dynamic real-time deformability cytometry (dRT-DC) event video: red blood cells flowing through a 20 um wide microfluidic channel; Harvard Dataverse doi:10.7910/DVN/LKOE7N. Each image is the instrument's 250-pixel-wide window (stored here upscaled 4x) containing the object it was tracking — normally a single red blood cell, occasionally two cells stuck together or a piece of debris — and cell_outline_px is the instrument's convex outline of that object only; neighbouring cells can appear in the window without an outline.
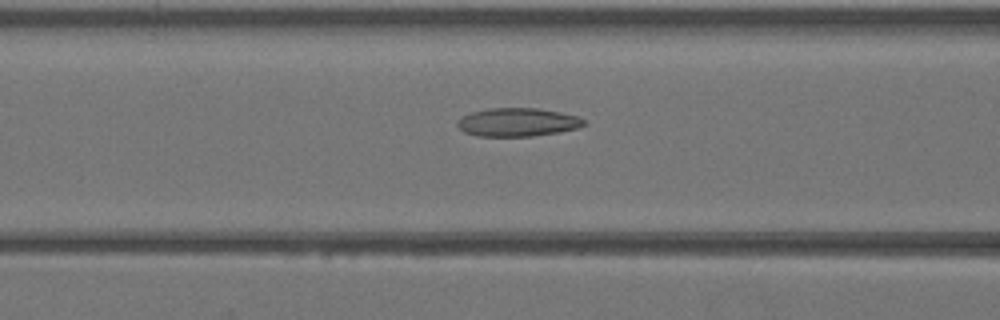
{"species": "Egyptian fruit bat (a non-hibernating species)", "species_latin": "Rousettus aegyptiacus", "temperature_condition": "warm", "stored_images_in_passage": 42, "camera_frame_rate_fps": 3000, "um_per_image_px": 0.085, "animal": {"sex": "female"}, "frame": {"image": 1, "passage_image": 17, "time_ms": 5.333, "image_size_px": [1000, 320], "cell_outline_px": [[588, 124], [580, 128], [532, 136], [476, 136], [464, 132], [456, 124], [456, 120], [472, 112], [488, 108], [536, 108], [560, 112], [576, 116], [584, 120]], "centroid_in_image_um": [43.99, 10.39], "position_along_channel_um": 122.6, "area_um2": 20.92}}
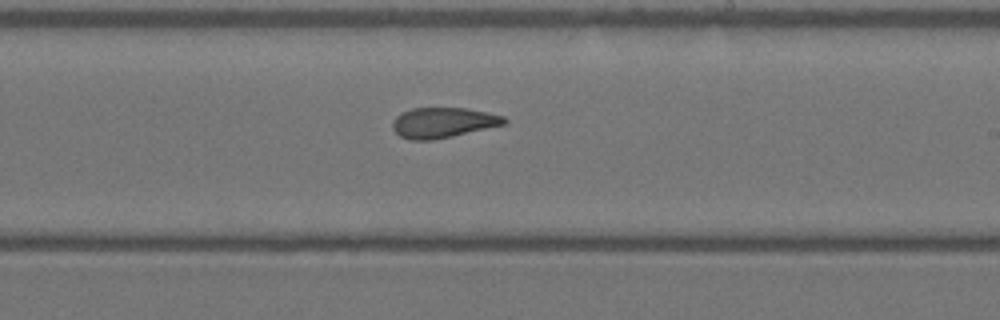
{"frame": {"image": 2, "passage_image": 25, "time_ms": 8.0, "image_size_px": [1000, 320], "cell_outline_px": [[508, 124], [452, 136], [432, 140], [412, 140], [400, 136], [392, 128], [392, 120], [400, 112], [412, 108], [464, 108], [504, 116], [508, 120]], "centroid_in_image_um": [37.65, 10.42], "position_along_channel_um": 251.3, "area_um2": 19.77}}
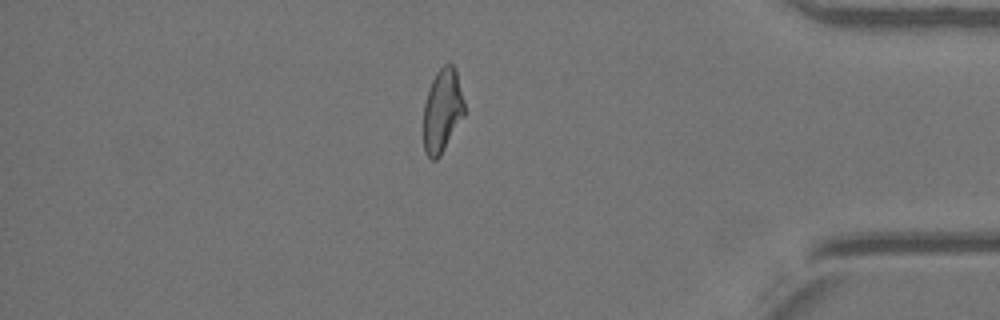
{"frame": {"image": 3, "passage_image": 36, "time_ms": 11.667, "image_size_px": [1000, 320], "cell_outline_px": [[464, 116], [440, 156], [436, 160], [432, 160], [424, 152], [424, 104], [432, 80], [436, 72], [444, 64], [452, 64], [456, 68], [464, 100]], "centroid_in_image_um": [37.6, 9.4], "position_along_channel_um": 397.6, "area_um2": 19.88}}